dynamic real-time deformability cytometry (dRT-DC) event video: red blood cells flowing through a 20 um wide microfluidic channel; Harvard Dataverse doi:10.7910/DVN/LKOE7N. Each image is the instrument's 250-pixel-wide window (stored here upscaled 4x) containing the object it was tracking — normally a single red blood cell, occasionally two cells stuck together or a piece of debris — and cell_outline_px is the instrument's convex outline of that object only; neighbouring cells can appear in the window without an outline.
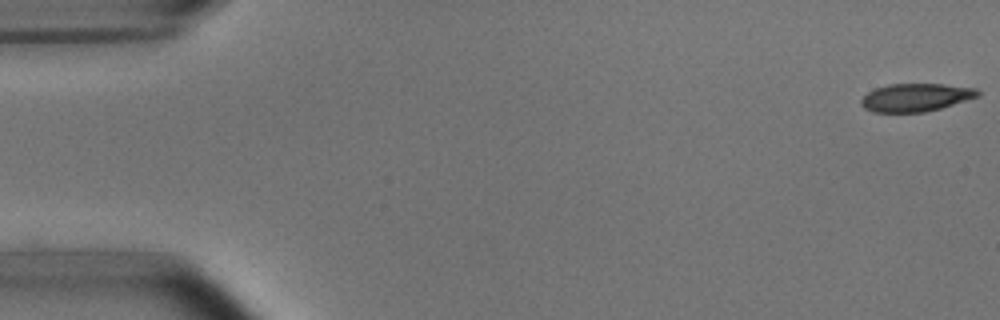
{"species": "common noctule bat (a hibernating species)", "species_latin": "Nyctalus noctula", "temperature_condition": "room temperature", "stored_images_in_passage": 52, "camera_frame_rate_fps": 3000, "um_per_image_px": 0.085, "animal": {"sex": "male", "body_mass_g": 15.6}, "frame": {"image": 1, "passage_image": 1, "time_ms": 0.0, "image_size_px": [1000, 320], "cell_outline_px": [[980, 96], [940, 108], [924, 112], [872, 112], [864, 108], [860, 104], [860, 100], [868, 92], [876, 88], [888, 84], [944, 84], [976, 88], [980, 92]], "centroid_in_image_um": [77.83, 8.28], "position_along_channel_um": 7.2, "area_um2": 19.02}}
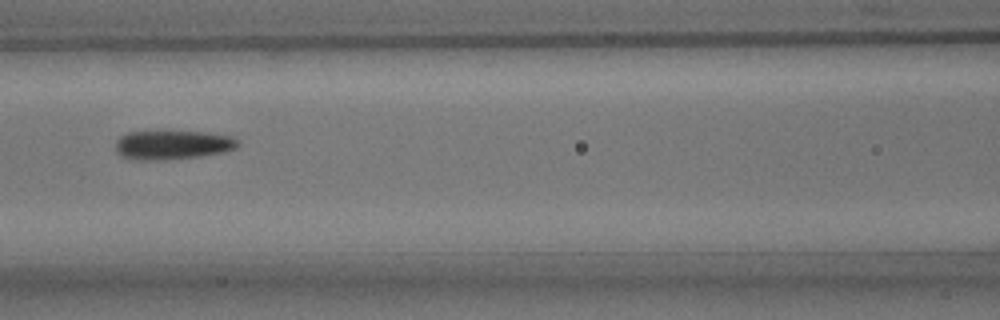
{"frame": {"image": 2, "passage_image": 23, "time_ms": 7.333, "image_size_px": [1000, 320], "cell_outline_px": [[240, 144], [236, 148], [224, 152], [200, 156], [168, 160], [136, 160], [120, 156], [116, 152], [116, 140], [120, 136], [128, 132], [204, 132], [232, 136], [240, 140]], "centroid_in_image_um": [14.68, 12.33], "position_along_channel_um": 151.9, "area_um2": 20.87}}
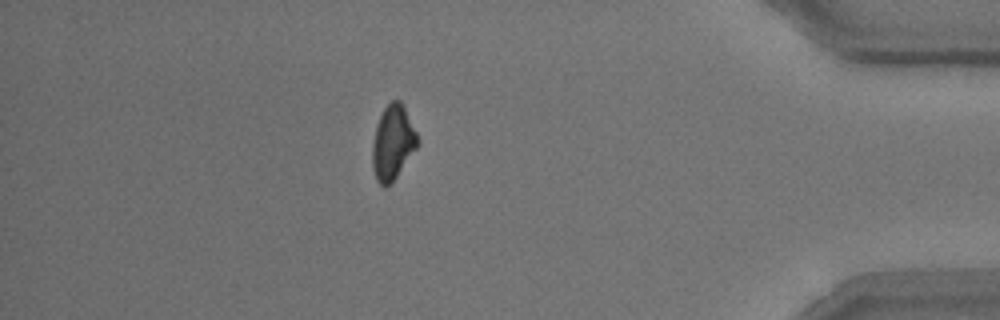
{"frame": {"image": 3, "passage_image": 46, "time_ms": 15.0, "image_size_px": [1000, 320], "cell_outline_px": [[420, 144], [396, 176], [384, 188], [376, 180], [372, 168], [372, 144], [376, 128], [380, 116], [384, 108], [392, 100], [400, 100], [420, 140]], "centroid_in_image_um": [33.38, 12.13], "position_along_channel_um": 401.8, "area_um2": 19.36}, "authors_computed_cell_mechanics": {"area_um2": 20.23, "velocity_mm_per_s": 3.8152, "shape_relaxation_time_tau1_ms": 3.1736, "shape_relaxation_time_tau2_ms": 6.9774, "deformation_change_tau1": 0.123, "deformation_change_tau2": 0.1155}}